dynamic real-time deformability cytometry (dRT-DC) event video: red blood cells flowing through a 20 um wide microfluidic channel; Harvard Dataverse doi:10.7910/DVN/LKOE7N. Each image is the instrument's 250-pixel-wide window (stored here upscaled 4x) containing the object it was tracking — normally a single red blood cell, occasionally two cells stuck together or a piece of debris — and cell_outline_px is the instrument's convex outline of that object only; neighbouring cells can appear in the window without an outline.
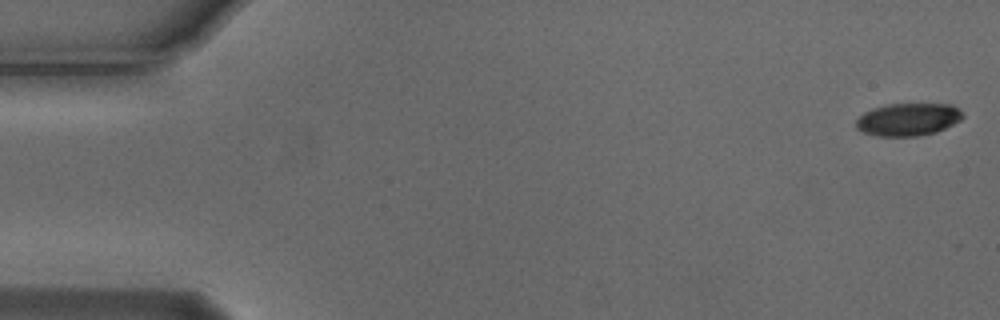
{"species": "Egyptian fruit bat (a non-hibernating species)", "species_latin": "Rousettus aegyptiacus", "temperature_condition": "cold", "stored_images_in_passage": 5, "camera_frame_rate_fps": 3000, "um_per_image_px": 0.085, "animal": {"sex": "male"}, "frame": {"image": 1, "passage_image": 1, "time_ms": 0.0, "image_size_px": [1000, 320], "cell_outline_px": [[964, 116], [960, 120], [936, 132], [920, 136], [876, 136], [864, 132], [856, 128], [856, 120], [864, 112], [872, 108], [888, 104], [952, 104]], "centroid_in_image_um": [77.16, 10.15], "position_along_channel_um": 7.8, "area_um2": 20.17}}